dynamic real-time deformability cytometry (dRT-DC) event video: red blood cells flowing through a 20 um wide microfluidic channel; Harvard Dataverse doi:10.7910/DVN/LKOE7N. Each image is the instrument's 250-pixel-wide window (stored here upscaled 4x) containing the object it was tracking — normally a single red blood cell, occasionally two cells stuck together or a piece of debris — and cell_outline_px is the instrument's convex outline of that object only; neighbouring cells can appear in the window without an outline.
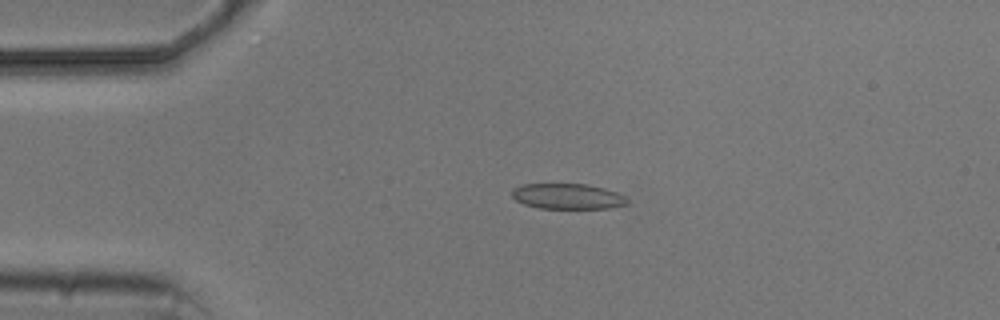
{"species": "common noctule bat (a hibernating species)", "species_latin": "Nyctalus noctula", "temperature_condition": "cold", "stored_images_in_passage": 4, "camera_frame_rate_fps": 3000, "um_per_image_px": 0.085, "animal": {"sex": "male", "body_mass_g": 20.5, "forearm_length_mm": 52.5}, "frame": {"image": 1, "passage_image": 3, "time_ms": 2.333, "image_size_px": [1000, 320], "cell_outline_px": [[628, 204], [608, 208], [540, 208], [524, 204], [516, 200], [512, 196], [512, 188], [520, 184], [588, 184], [604, 188], [616, 192], [624, 196], [628, 200]], "centroid_in_image_um": [48.23, 16.68], "position_along_channel_um": 36.8, "area_um2": 17.11}}